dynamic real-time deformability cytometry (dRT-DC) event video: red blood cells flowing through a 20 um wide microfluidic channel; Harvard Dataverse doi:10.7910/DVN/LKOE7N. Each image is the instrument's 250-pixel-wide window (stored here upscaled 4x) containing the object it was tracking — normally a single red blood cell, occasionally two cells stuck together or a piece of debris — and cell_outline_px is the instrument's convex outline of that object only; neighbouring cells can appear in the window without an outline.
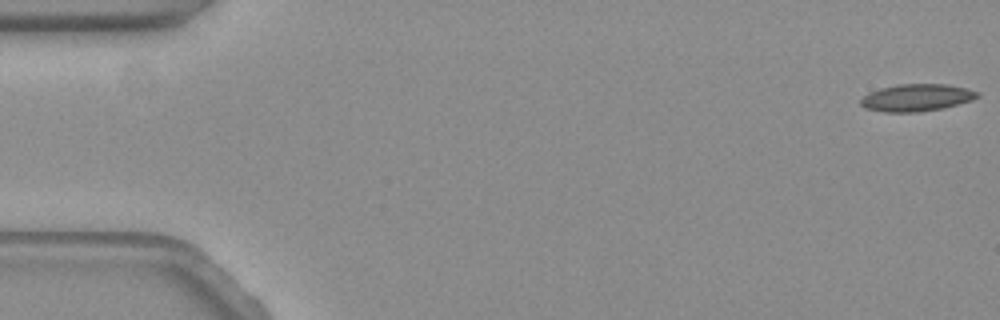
{"species": "common noctule bat (a hibernating species)", "species_latin": "Nyctalus noctula", "temperature_condition": "warm", "stored_images_in_passage": 60, "camera_frame_rate_fps": 3000, "um_per_image_px": 0.085, "animal": {"sex": "female", "body_mass_g": 19.3, "forearm_length_mm": 54.1}, "frame": {"image": 1, "passage_image": 1, "time_ms": 0.0, "image_size_px": [1000, 320], "cell_outline_px": [[980, 96], [972, 100], [940, 108], [916, 112], [884, 112], [864, 108], [860, 104], [860, 100], [868, 92], [880, 88], [900, 84], [944, 84], [968, 88], [980, 92]], "centroid_in_image_um": [77.9, 8.29], "position_along_channel_um": 7.1, "area_um2": 18.44}}
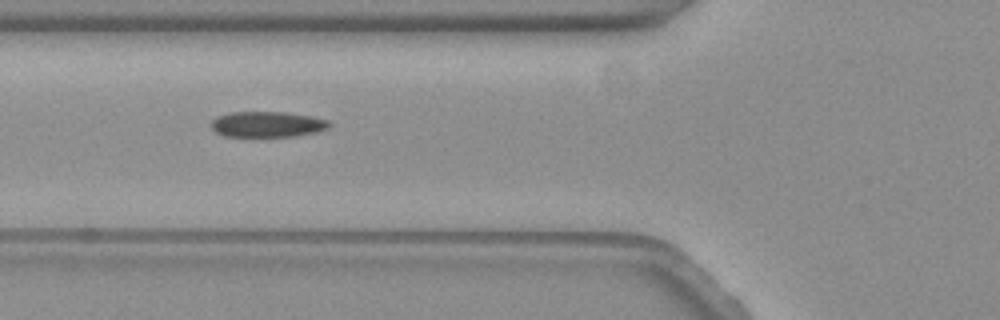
{"frame": {"image": 2, "passage_image": 22, "time_ms": 7.0, "image_size_px": [1000, 320], "cell_outline_px": [[332, 124], [328, 128], [316, 132], [296, 136], [224, 136], [216, 132], [212, 128], [212, 120], [216, 116], [232, 112], [284, 112], [312, 116], [328, 120]], "centroid_in_image_um": [22.74, 10.56], "position_along_channel_um": 103.1, "area_um2": 17.63}}
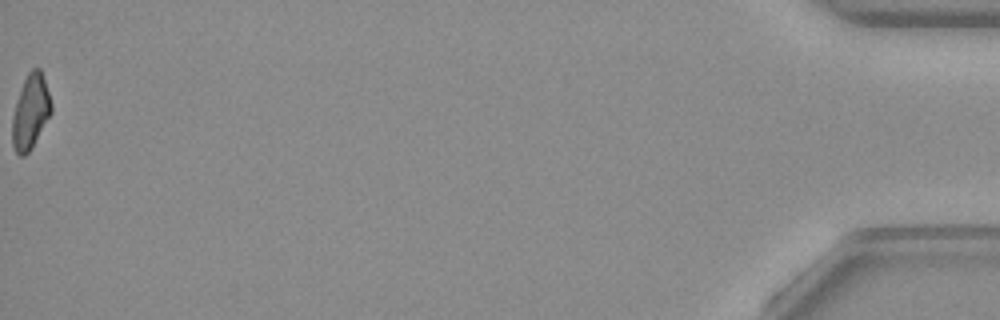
{"frame": {"image": 3, "passage_image": 60, "time_ms": 19.667, "image_size_px": [1000, 320], "cell_outline_px": [[52, 112], [28, 152], [24, 156], [20, 156], [16, 152], [12, 144], [12, 116], [16, 100], [24, 80], [28, 72], [32, 68], [40, 68], [52, 104]], "centroid_in_image_um": [2.58, 9.49], "position_along_channel_um": 432.6, "area_um2": 16.65}, "authors_computed_cell_mechanics": {"area_um2": 18.2359, "velocity_mm_per_s": 3.462, "shape_relaxation_time_tau1_ms": 10.85, "shape_relaxation_time_tau2_ms": 2.1364, "deformation_change_tau1": 0.2097, "deformation_change_tau2": 0.0779}}